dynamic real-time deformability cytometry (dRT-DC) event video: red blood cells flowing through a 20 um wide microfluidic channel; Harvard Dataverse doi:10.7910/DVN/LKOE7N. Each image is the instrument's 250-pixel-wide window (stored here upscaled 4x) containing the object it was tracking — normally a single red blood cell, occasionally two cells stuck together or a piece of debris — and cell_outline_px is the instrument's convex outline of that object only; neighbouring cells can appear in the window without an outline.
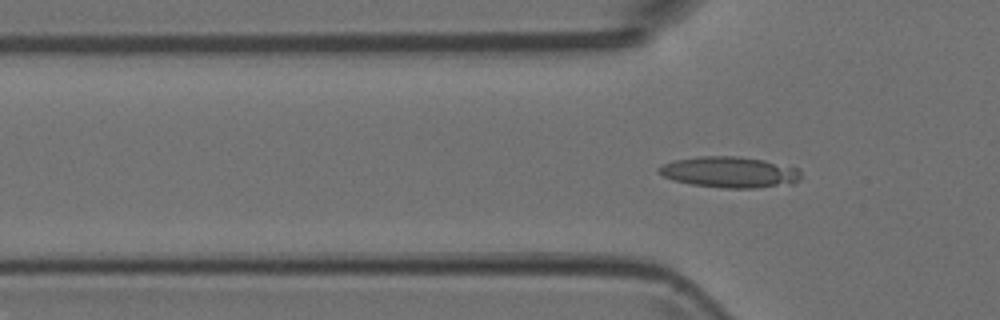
{"species": "Egyptian fruit bat (a non-hibernating species)", "species_latin": "Rousettus aegyptiacus", "temperature_condition": "room temperature", "stored_images_in_passage": 6, "camera_frame_rate_fps": 3000, "um_per_image_px": 0.085, "animal": {"sex": "female"}, "frame": {"image": 1, "passage_image": 5, "time_ms": 1.333, "image_size_px": [1000, 320], "cell_outline_px": [[800, 176], [796, 184], [756, 188], [724, 188], [692, 184], [672, 180], [656, 172], [656, 168], [672, 160], [696, 156], [740, 156], [764, 160], [800, 168]], "centroid_in_image_um": [62.02, 14.63], "position_along_channel_um": 63.8, "area_um2": 26.07}}